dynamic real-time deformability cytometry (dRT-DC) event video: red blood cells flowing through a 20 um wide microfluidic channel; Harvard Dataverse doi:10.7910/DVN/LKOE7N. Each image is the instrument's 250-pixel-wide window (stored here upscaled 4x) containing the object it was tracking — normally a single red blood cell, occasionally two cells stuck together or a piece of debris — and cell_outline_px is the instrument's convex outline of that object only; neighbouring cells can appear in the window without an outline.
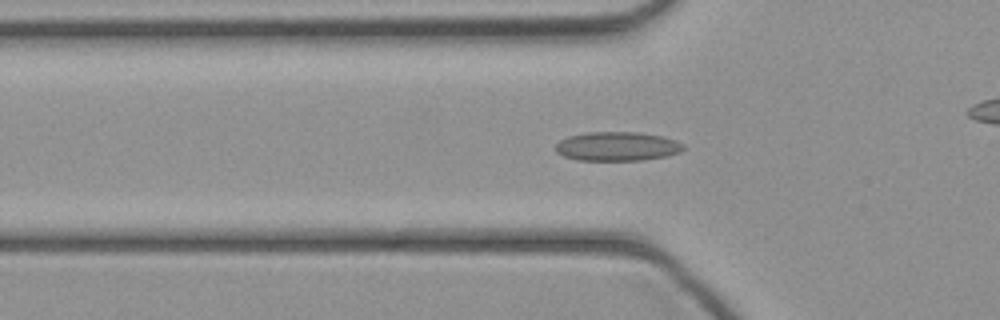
{"species": "common noctule bat (a hibernating species)", "species_latin": "Nyctalus noctula", "temperature_condition": "cold", "stored_images_in_passage": 36, "camera_frame_rate_fps": 3000, "um_per_image_px": 0.085, "animal": {"sex": "female", "body_mass_g": 21.9}, "frame": {"image": 1, "passage_image": 6, "time_ms": 1.667, "image_size_px": [1000, 320], "cell_outline_px": [[684, 148], [680, 152], [668, 156], [644, 160], [576, 160], [564, 156], [556, 152], [556, 144], [560, 140], [568, 136], [588, 132], [640, 132], [660, 136], [676, 140], [684, 144]], "centroid_in_image_um": [52.47, 12.44], "position_along_channel_um": 73.3, "area_um2": 21.73}}
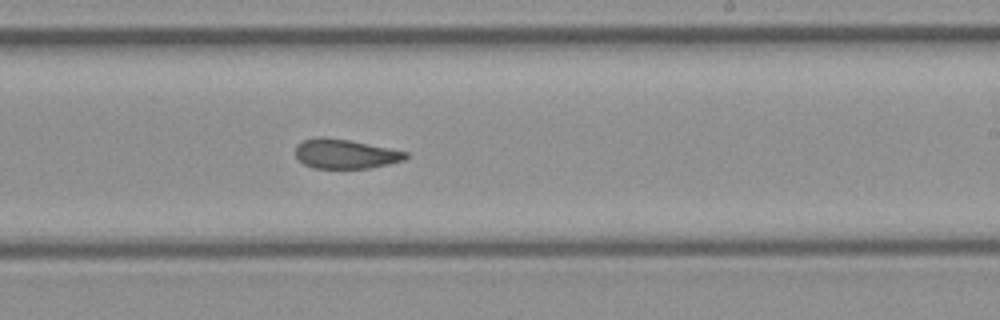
{"frame": {"image": 2, "passage_image": 18, "time_ms": 5.667, "image_size_px": [1000, 320], "cell_outline_px": [[408, 156], [404, 160], [388, 164], [368, 168], [312, 168], [304, 164], [296, 156], [296, 144], [304, 140], [320, 136], [324, 136], [348, 140], [408, 152]], "centroid_in_image_um": [29.32, 13.08], "position_along_channel_um": 259.7, "area_um2": 18.79}}
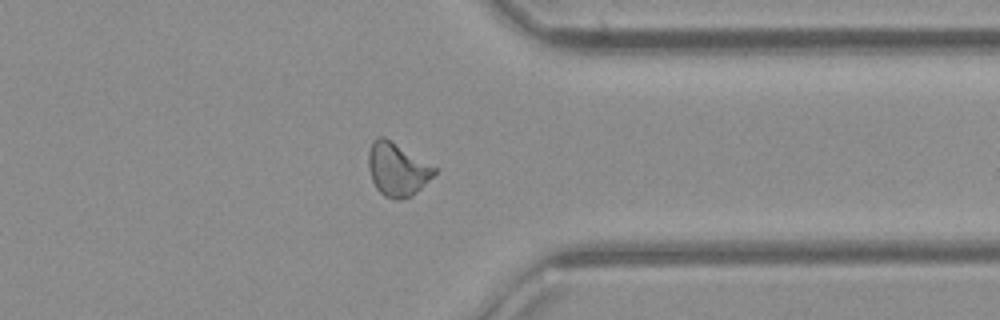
{"frame": {"image": 3, "passage_image": 26, "time_ms": 8.333, "image_size_px": [1000, 320], "cell_outline_px": [[436, 172], [412, 196], [400, 200], [396, 200], [384, 196], [376, 188], [372, 180], [368, 168], [368, 152], [372, 140], [376, 136], [384, 136], [436, 168]], "centroid_in_image_um": [33.71, 14.39], "position_along_channel_um": 377.7, "area_um2": 20.29}}